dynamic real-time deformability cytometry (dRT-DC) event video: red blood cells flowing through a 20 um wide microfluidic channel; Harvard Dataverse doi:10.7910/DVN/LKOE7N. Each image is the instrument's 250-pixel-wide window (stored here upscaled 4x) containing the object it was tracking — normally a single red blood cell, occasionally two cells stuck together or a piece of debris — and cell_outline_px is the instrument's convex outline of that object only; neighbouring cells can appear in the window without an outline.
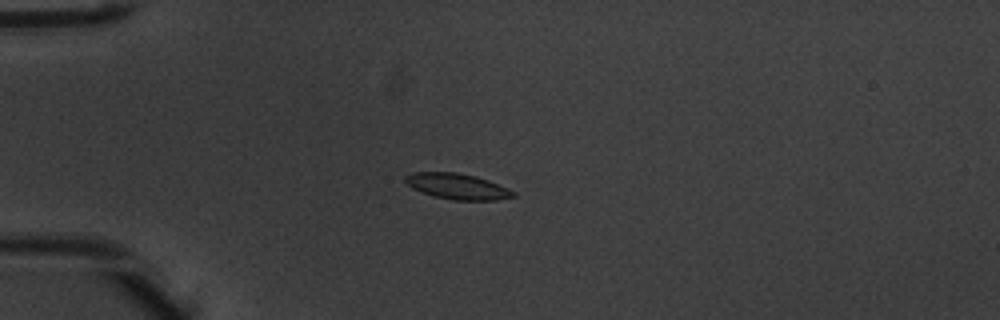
{"species": "common noctule bat (a hibernating species)", "species_latin": "Nyctalus noctula", "temperature_condition": "warm", "stored_images_in_passage": 6, "camera_frame_rate_fps": 3000, "um_per_image_px": 0.085, "animal": {"sex": "male", "body_mass_g": 20.1, "forearm_length_mm": 53.5}, "frame": {"image": 1, "passage_image": 4, "time_ms": 1.0, "image_size_px": [1000, 320], "cell_outline_px": [[516, 196], [496, 200], [456, 200], [436, 196], [412, 188], [404, 180], [404, 176], [412, 172], [456, 172], [476, 176], [488, 180], [508, 188], [516, 192]], "centroid_in_image_um": [38.9, 15.83], "position_along_channel_um": 46.1, "area_um2": 16.07}}